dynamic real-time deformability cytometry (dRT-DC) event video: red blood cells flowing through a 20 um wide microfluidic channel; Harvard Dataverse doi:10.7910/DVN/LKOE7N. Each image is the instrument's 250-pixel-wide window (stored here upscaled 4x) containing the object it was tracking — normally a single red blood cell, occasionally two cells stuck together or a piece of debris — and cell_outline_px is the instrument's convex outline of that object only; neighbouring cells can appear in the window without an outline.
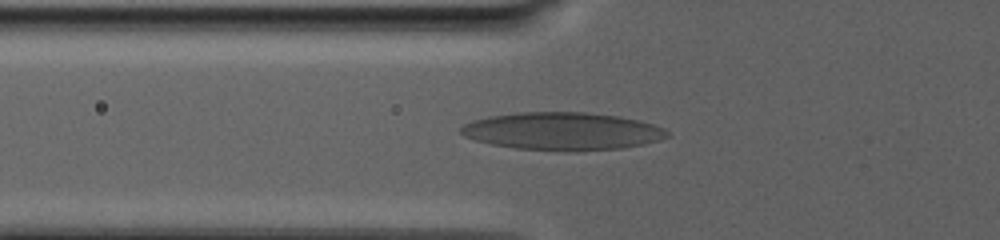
{"species": "human", "species_latin": "Homo sapiens", "temperature_condition": "warm", "stored_images_in_passage": 19, "camera_frame_rate_fps": 3000, "um_per_image_px": 0.085, "donor": {"sex": "male"}, "frame": {"image": 1, "passage_image": 3, "time_ms": 1.667, "image_size_px": [1000, 240], "cell_outline_px": [[668, 136], [660, 140], [644, 144], [620, 148], [576, 152], [564, 152], [516, 148], [492, 144], [476, 140], [464, 136], [460, 132], [460, 128], [464, 124], [472, 120], [488, 116], [516, 112], [584, 112], [616, 116], [636, 120], [652, 124], [664, 128], [668, 132]], "centroid_in_image_um": [47.78, 11.16], "position_along_channel_um": 78.0, "area_um2": 45.55}}
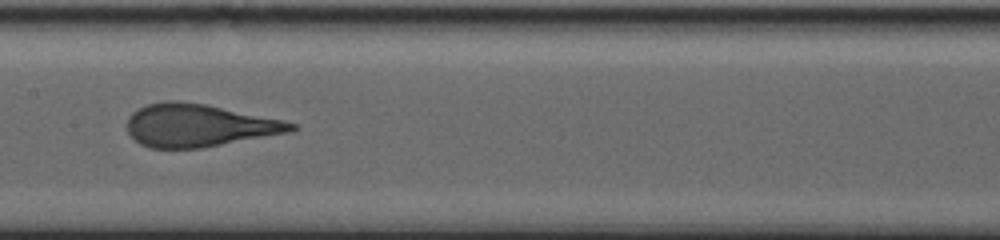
{"frame": {"image": 2, "passage_image": 8, "time_ms": 6.333, "image_size_px": [1000, 240], "cell_outline_px": [[300, 128], [292, 132], [200, 148], [148, 148], [140, 144], [128, 132], [128, 116], [132, 112], [148, 104], [164, 100], [176, 100], [208, 104], [284, 120], [296, 124]], "centroid_in_image_um": [16.93, 10.65], "position_along_channel_um": 190.5, "area_um2": 41.04}}
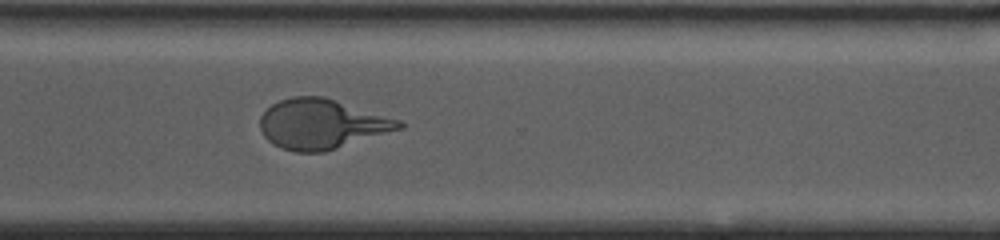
{"frame": {"image": 3, "passage_image": 19, "time_ms": 12.667, "image_size_px": [1000, 240], "cell_outline_px": [[404, 128], [324, 152], [296, 152], [280, 148], [272, 144], [264, 136], [260, 128], [260, 116], [272, 104], [280, 100], [292, 96], [324, 96], [400, 120], [404, 124]], "centroid_in_image_um": [27.33, 10.54], "position_along_channel_um": 343.3, "area_um2": 40.4}}